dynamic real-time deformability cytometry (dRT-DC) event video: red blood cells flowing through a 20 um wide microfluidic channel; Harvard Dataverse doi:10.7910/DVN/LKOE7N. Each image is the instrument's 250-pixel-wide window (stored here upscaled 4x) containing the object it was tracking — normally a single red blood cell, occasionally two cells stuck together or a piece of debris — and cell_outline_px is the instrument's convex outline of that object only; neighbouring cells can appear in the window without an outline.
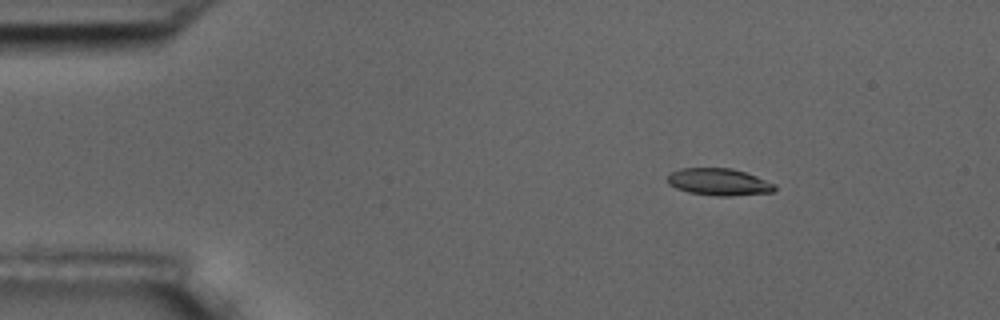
{"species": "common noctule bat (a hibernating species)", "species_latin": "Nyctalus noctula", "temperature_condition": "room temperature", "stored_images_in_passage": 7, "camera_frame_rate_fps": 3000, "um_per_image_px": 0.085, "animal": {"sex": "male", "body_mass_g": 17.5, "forearm_length_mm": 52.3}, "frame": {"image": 1, "passage_image": 3, "time_ms": 2.333, "image_size_px": [1000, 320], "cell_outline_px": [[776, 188], [772, 192], [732, 196], [716, 196], [688, 192], [676, 188], [668, 184], [668, 176], [672, 172], [680, 168], [732, 168], [756, 176], [776, 184]], "centroid_in_image_um": [61.11, 15.47], "position_along_channel_um": 23.9, "area_um2": 16.88}}
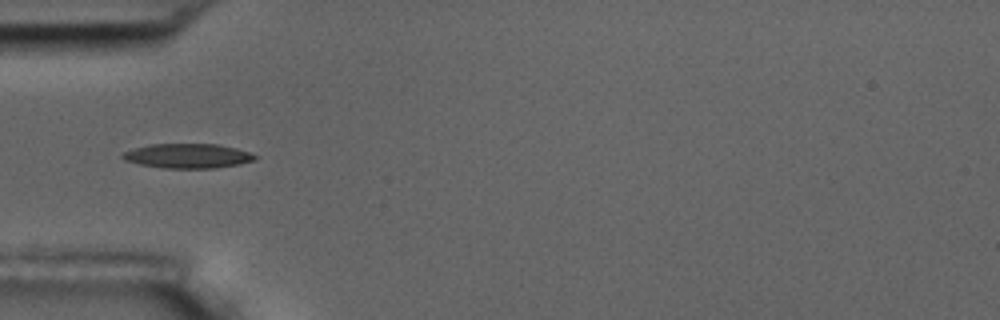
{"frame": {"image": 2, "passage_image": 6, "time_ms": 5.667, "image_size_px": [1000, 320], "cell_outline_px": [[256, 160], [240, 164], [216, 168], [164, 168], [140, 164], [124, 160], [120, 156], [124, 152], [148, 144], [220, 144], [236, 148], [248, 152], [256, 156]], "centroid_in_image_um": [15.97, 13.25], "position_along_channel_um": 69.0, "area_um2": 18.9}}